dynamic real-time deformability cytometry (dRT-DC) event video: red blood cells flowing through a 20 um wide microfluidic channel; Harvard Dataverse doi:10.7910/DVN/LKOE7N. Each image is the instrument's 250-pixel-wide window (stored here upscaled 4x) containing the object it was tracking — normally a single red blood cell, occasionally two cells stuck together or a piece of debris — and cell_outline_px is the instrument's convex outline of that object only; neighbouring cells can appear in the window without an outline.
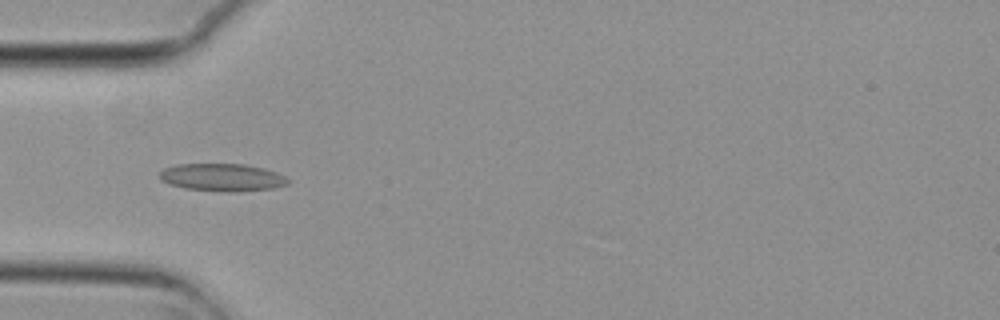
{"species": "common noctule bat (a hibernating species)", "species_latin": "Nyctalus noctula", "temperature_condition": "cold", "stored_images_in_passage": 9, "camera_frame_rate_fps": 3000, "um_per_image_px": 0.085, "animal": {"sex": "female", "body_mass_g": 29.2, "forearm_length_mm": 56.3}, "frame": {"image": 1, "passage_image": 6, "time_ms": 1.667, "image_size_px": [1000, 320], "cell_outline_px": [[292, 180], [288, 184], [272, 188], [232, 192], [228, 192], [184, 188], [168, 184], [160, 180], [160, 172], [164, 168], [176, 164], [244, 164], [264, 168], [276, 172]], "centroid_in_image_um": [18.88, 15.07], "position_along_channel_um": 66.1, "area_um2": 20.69}}
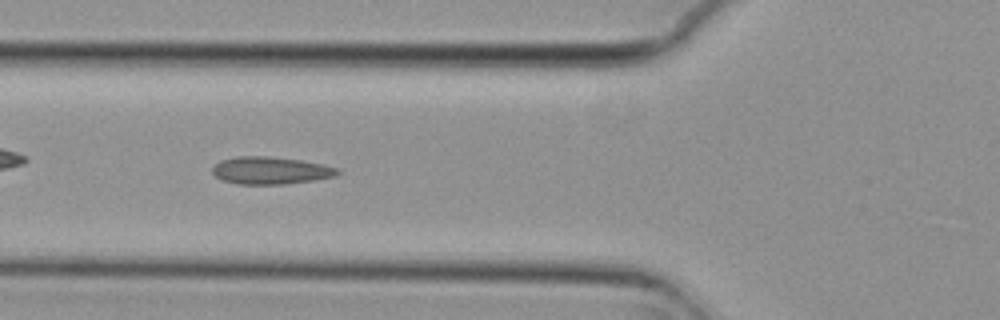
{"frame": {"image": 2, "passage_image": 7, "time_ms": 2.0, "image_size_px": [1000, 320], "cell_outline_px": [[340, 172], [336, 176], [312, 180], [284, 184], [236, 184], [220, 180], [212, 172], [212, 168], [220, 160], [236, 156], [264, 156], [300, 160], [324, 164], [340, 168]], "centroid_in_image_um": [22.99, 14.49], "position_along_channel_um": 102.8, "area_um2": 20.06}}
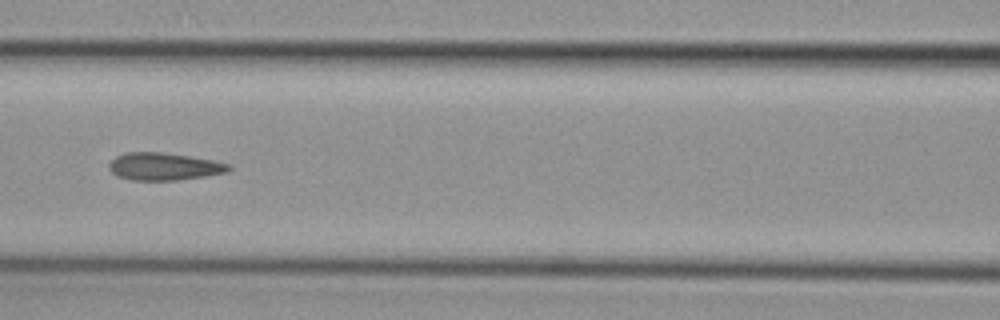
{"frame": {"image": 3, "passage_image": 8, "time_ms": 2.333, "image_size_px": [1000, 320], "cell_outline_px": [[232, 168], [228, 172], [204, 176], [176, 180], [132, 180], [116, 176], [108, 168], [108, 164], [116, 156], [124, 152], [160, 152], [188, 156], [212, 160], [228, 164]], "centroid_in_image_um": [13.9, 14.15], "position_along_channel_um": 152.7, "area_um2": 19.07}}